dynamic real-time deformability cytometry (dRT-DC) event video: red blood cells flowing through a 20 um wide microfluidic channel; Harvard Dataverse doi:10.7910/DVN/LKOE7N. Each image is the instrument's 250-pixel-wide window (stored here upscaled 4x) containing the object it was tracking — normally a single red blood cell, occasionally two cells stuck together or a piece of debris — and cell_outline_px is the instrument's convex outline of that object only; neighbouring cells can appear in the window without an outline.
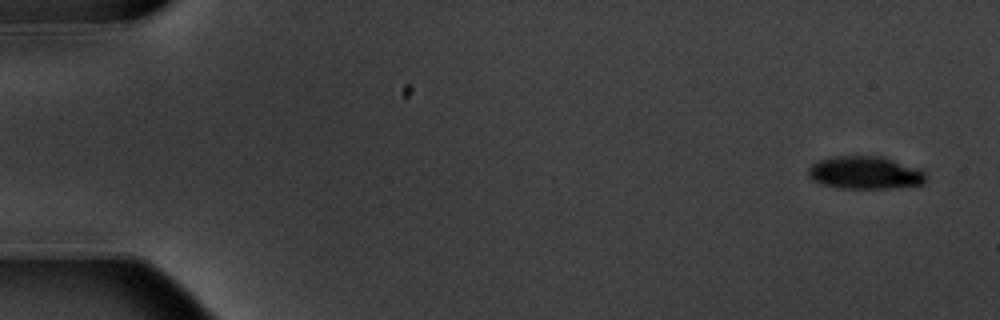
{"species": "common noctule bat (a hibernating species)", "species_latin": "Nyctalus noctula", "temperature_condition": "warm", "stored_images_in_passage": 15, "camera_frame_rate_fps": 3000, "um_per_image_px": 0.085, "animal": {"sex": "male", "body_mass_g": 20.1, "forearm_length_mm": 53.5}, "frame": {"image": 1, "passage_image": 1, "time_ms": 0.0, "image_size_px": [1000, 320], "cell_outline_px": [[924, 184], [892, 188], [840, 188], [820, 184], [812, 180], [808, 176], [808, 168], [812, 164], [820, 160], [832, 156], [880, 156], [892, 160], [924, 172]], "centroid_in_image_um": [73.44, 14.69], "position_along_channel_um": 11.6, "area_um2": 22.14}}
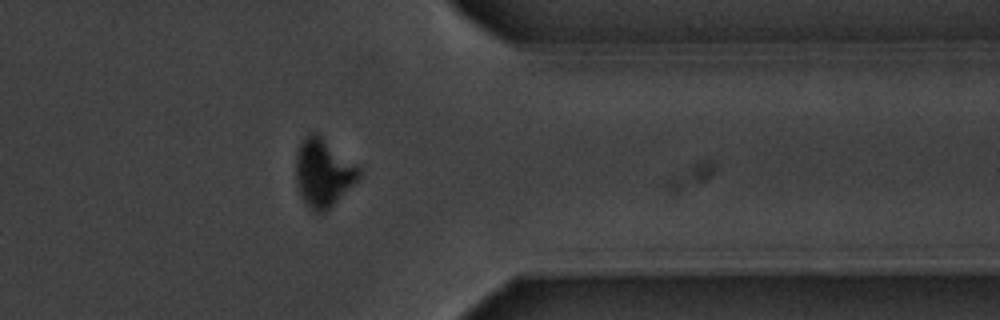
{"frame": {"image": 2, "passage_image": 13, "time_ms": 14.667, "image_size_px": [1000, 320], "cell_outline_px": [[360, 176], [324, 212], [316, 216], [312, 212], [304, 200], [296, 184], [296, 152], [304, 136], [312, 132], [316, 132], [356, 164], [360, 168]], "centroid_in_image_um": [27.43, 14.67], "position_along_channel_um": 384.0, "area_um2": 24.57}}
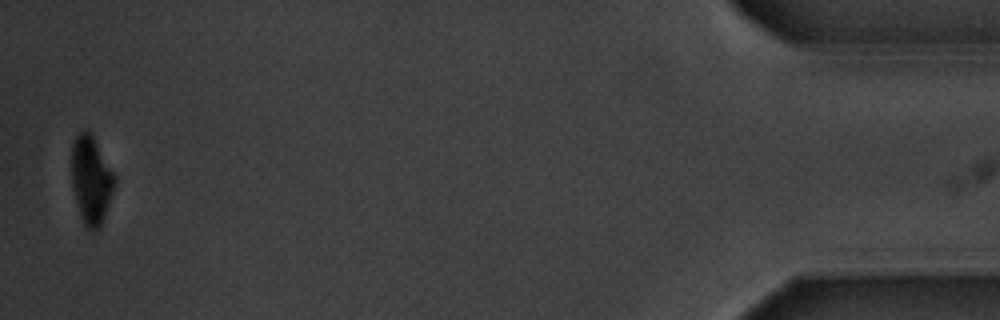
{"frame": {"image": 3, "passage_image": 15, "time_ms": 18.0, "image_size_px": [1000, 320], "cell_outline_px": [[116, 180], [100, 228], [92, 232], [84, 224], [80, 216], [76, 204], [72, 188], [72, 144], [80, 128], [88, 128], [92, 132], [116, 176]], "centroid_in_image_um": [7.74, 15.23], "position_along_channel_um": 427.5, "area_um2": 22.43}, "authors_computed_cell_mechanics": {"area_um2": 24.565, "velocity_mm_per_s": 3.5501, "shape_relaxation_time_tau1_ms": 1.568, "shape_relaxation_time_tau2_ms": 8.6978, "deformation_change_tau1": 0.0839, "deformation_change_tau2": 0.0713}}